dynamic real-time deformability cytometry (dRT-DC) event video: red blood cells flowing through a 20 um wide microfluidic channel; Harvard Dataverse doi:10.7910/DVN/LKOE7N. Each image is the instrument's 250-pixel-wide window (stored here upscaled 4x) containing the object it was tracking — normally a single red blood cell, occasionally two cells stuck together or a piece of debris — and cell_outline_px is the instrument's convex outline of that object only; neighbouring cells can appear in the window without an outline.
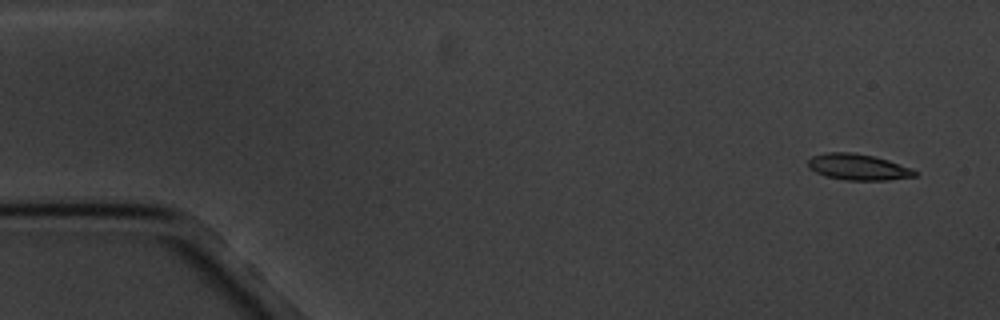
{"species": "common noctule bat (a hibernating species)", "species_latin": "Nyctalus noctula", "temperature_condition": "cold", "stored_images_in_passage": 5, "camera_frame_rate_fps": 3000, "um_per_image_px": 0.085, "animal": {"sex": "male", "body_mass_g": 20.1, "forearm_length_mm": 53.5}, "frame": {"image": 1, "passage_image": 1, "time_ms": 0.0, "image_size_px": [1000, 320], "cell_outline_px": [[916, 176], [888, 180], [844, 180], [824, 176], [808, 168], [808, 160], [812, 156], [824, 152], [856, 152], [888, 160], [912, 168], [916, 172]], "centroid_in_image_um": [72.9, 14.19], "position_along_channel_um": 12.1, "area_um2": 16.36}}
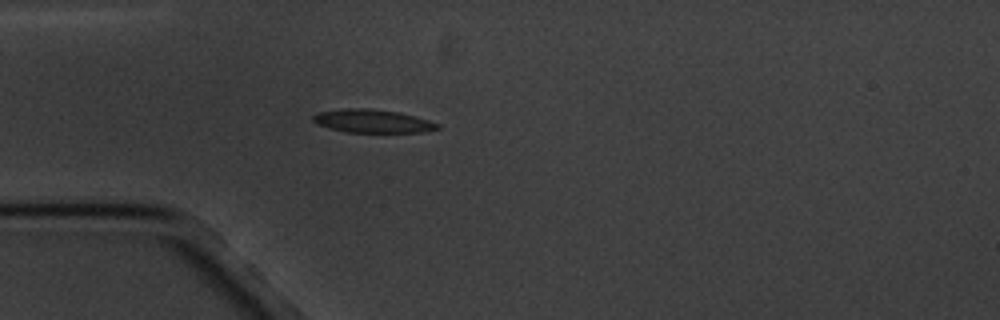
{"frame": {"image": 2, "passage_image": 5, "time_ms": 4.333, "image_size_px": [1000, 320], "cell_outline_px": [[440, 128], [424, 132], [344, 132], [328, 128], [316, 124], [312, 120], [312, 116], [316, 112], [340, 108], [368, 108], [400, 112], [416, 116], [440, 124]], "centroid_in_image_um": [31.62, 10.28], "position_along_channel_um": 53.4, "area_um2": 17.17}}